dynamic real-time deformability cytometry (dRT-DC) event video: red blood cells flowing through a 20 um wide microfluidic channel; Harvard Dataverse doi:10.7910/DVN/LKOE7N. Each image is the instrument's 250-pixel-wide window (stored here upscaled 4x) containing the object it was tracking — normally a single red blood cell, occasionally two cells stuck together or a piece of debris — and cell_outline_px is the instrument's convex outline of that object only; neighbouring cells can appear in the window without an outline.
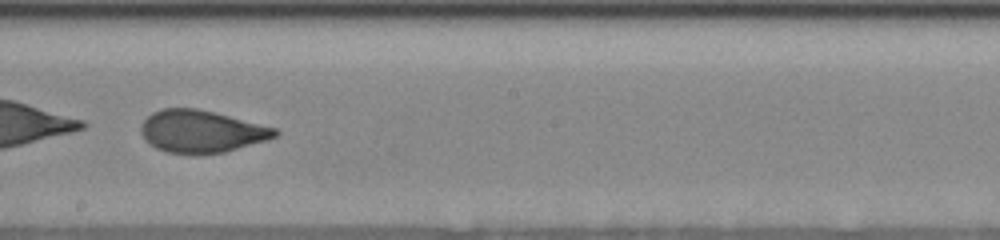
{"species": "human", "species_latin": "Homo sapiens", "temperature_condition": "cold", "stored_images_in_passage": 41, "camera_frame_rate_fps": 3000, "um_per_image_px": 0.085, "donor": {"sex": "female"}, "frame": {"image": 1, "passage_image": 35, "time_ms": 12.667, "image_size_px": [1000, 240], "cell_outline_px": [[280, 132], [276, 136], [268, 140], [224, 152], [196, 156], [192, 156], [168, 152], [156, 148], [140, 132], [140, 128], [144, 120], [152, 112], [164, 108], [196, 108], [216, 112], [276, 128]], "centroid_in_image_um": [17.14, 11.18], "position_along_channel_um": 231.1, "area_um2": 33.35}}